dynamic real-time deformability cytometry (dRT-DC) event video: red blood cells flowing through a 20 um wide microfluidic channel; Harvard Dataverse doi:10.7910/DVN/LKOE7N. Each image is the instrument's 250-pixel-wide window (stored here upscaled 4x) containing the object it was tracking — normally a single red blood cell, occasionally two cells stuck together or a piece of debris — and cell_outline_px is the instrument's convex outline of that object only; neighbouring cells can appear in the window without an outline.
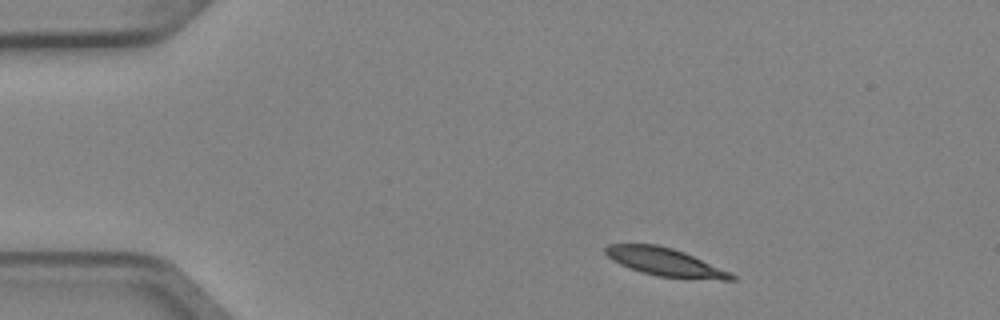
{"species": "Egyptian fruit bat (a non-hibernating species)", "species_latin": "Rousettus aegyptiacus", "temperature_condition": "cold", "stored_images_in_passage": 2, "camera_frame_rate_fps": 3000, "um_per_image_px": 0.085, "animal": {"sex": "female"}, "frame": {"image": 1, "passage_image": 1, "time_ms": 0.0, "image_size_px": [1000, 320], "cell_outline_px": [[736, 280], [720, 280], [656, 276], [640, 272], [628, 268], [612, 260], [604, 252], [604, 248], [608, 244], [656, 244], [672, 248], [684, 252], [728, 272], [736, 276]], "centroid_in_image_um": [56.46, 22.27], "position_along_channel_um": 28.5, "area_um2": 20.35}}